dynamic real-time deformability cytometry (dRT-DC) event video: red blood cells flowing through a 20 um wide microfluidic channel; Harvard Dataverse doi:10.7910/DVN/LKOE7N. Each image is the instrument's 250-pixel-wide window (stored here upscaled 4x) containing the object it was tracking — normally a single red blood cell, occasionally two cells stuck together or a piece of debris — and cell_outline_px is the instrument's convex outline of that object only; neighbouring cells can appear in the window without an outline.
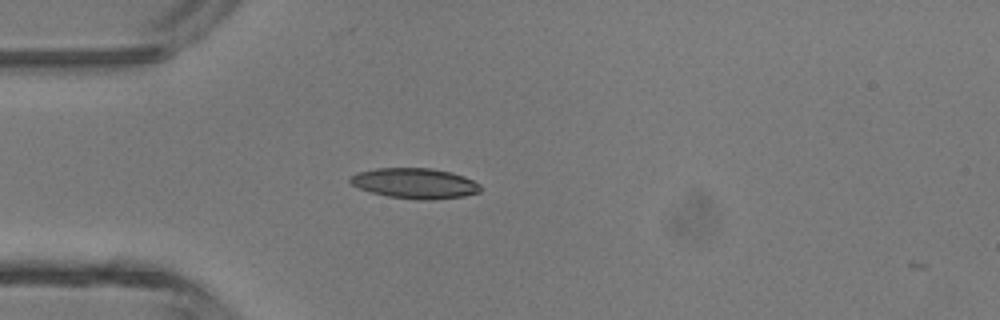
{"species": "common noctule bat (a hibernating species)", "species_latin": "Nyctalus noctula", "temperature_condition": "room temperature", "stored_images_in_passage": 28, "camera_frame_rate_fps": 3000, "um_per_image_px": 0.085, "animal": {"sex": "male", "body_mass_g": 13.3}, "frame": {"image": 1, "passage_image": 1, "time_ms": 0.0, "image_size_px": [1000, 320], "cell_outline_px": [[472, 192], [456, 196], [396, 196], [380, 192], [368, 188], [360, 176], [368, 172], [392, 168], [420, 168], [444, 172], [460, 176], [468, 180], [472, 184]], "centroid_in_image_um": [35.41, 15.52], "position_along_channel_um": 49.6, "area_um2": 18.15}}
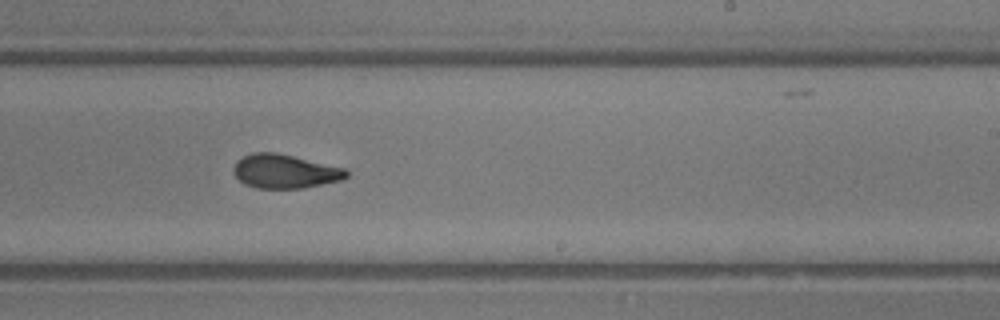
{"frame": {"image": 2, "passage_image": 16, "time_ms": 5.0, "image_size_px": [1000, 320], "cell_outline_px": [[344, 176], [332, 180], [312, 184], [284, 188], [272, 188], [252, 184], [244, 180], [236, 172], [236, 168], [240, 160], [248, 156], [284, 156], [332, 168], [344, 172]], "centroid_in_image_um": [24.12, 14.61], "position_along_channel_um": 264.9, "area_um2": 17.86}}
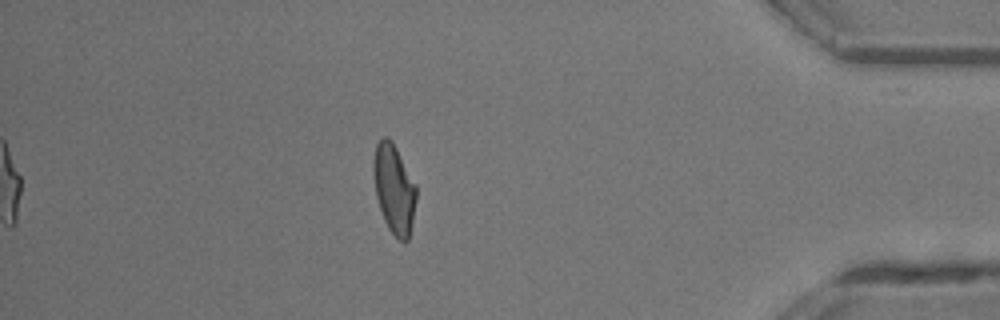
{"frame": {"image": 3, "passage_image": 28, "time_ms": 9.0, "image_size_px": [1000, 320], "cell_outline_px": [[416, 192], [408, 236], [404, 240], [388, 224], [384, 216], [380, 204], [376, 188], [376, 148], [384, 140], [388, 140], [392, 144], [416, 188]], "centroid_in_image_um": [33.53, 16.07], "position_along_channel_um": 401.7, "area_um2": 18.9}, "authors_computed_cell_mechanics": {"area_um2": 17.9758, "velocity_mm_per_s": 4.5272, "shape_relaxation_time_tau1_ms": null, "shape_relaxation_time_tau2_ms": 1.3614, "deformation_change_tau1": null, "deformation_change_tau2": 0.0752}}